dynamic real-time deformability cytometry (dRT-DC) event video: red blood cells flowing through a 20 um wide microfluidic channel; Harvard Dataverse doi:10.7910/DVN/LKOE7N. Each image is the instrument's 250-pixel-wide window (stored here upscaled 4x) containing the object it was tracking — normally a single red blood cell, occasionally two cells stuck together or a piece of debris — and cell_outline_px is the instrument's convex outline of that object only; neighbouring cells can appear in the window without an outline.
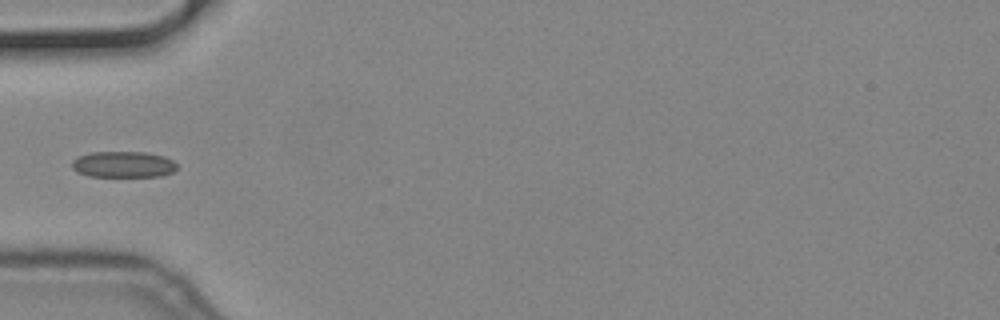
{"species": "common noctule bat (a hibernating species)", "species_latin": "Nyctalus noctula", "temperature_condition": "cold", "stored_images_in_passage": 38, "camera_frame_rate_fps": 3000, "um_per_image_px": 0.085, "animal": {"sex": "male", "body_mass_g": 19.2, "forearm_length_mm": 51.8}, "frame": {"image": 1, "passage_image": 1, "time_ms": 0.0, "image_size_px": [1000, 320], "cell_outline_px": [[176, 168], [172, 172], [160, 176], [88, 176], [72, 168], [72, 160], [76, 156], [92, 152], [144, 152], [164, 156], [172, 160], [176, 164]], "centroid_in_image_um": [10.46, 13.96], "position_along_channel_um": 74.5, "area_um2": 15.9}}
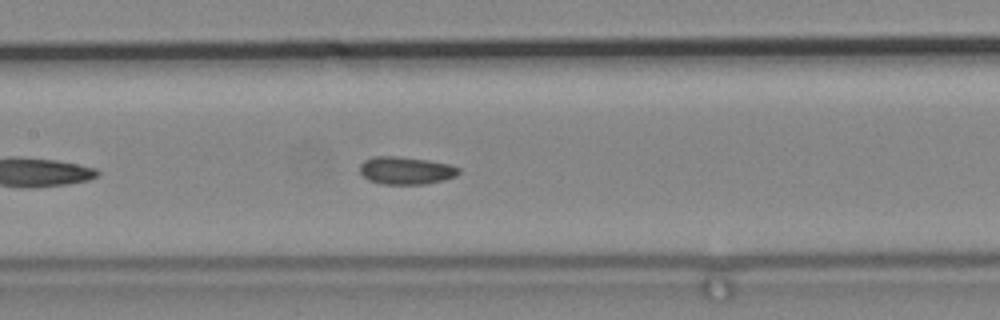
{"frame": {"image": 2, "passage_image": 9, "time_ms": 2.667, "image_size_px": [1000, 320], "cell_outline_px": [[460, 172], [456, 176], [444, 180], [424, 184], [380, 184], [368, 180], [360, 172], [360, 164], [364, 160], [372, 156], [396, 156], [428, 160], [448, 164], [460, 168]], "centroid_in_image_um": [34.49, 14.49], "position_along_channel_um": 172.9, "area_um2": 16.01}}
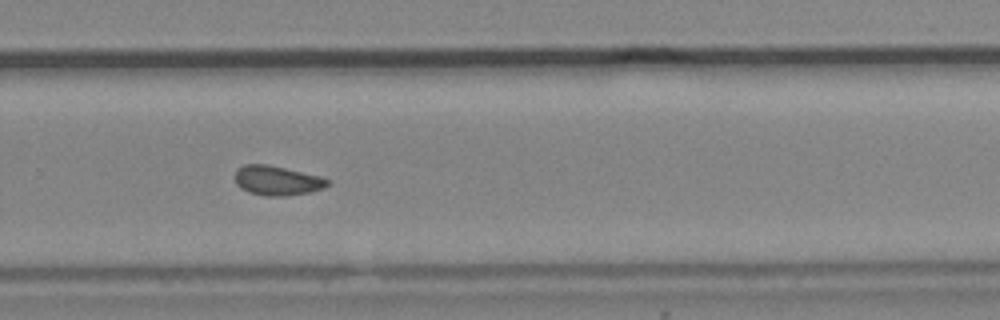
{"frame": {"image": 3, "passage_image": 20, "time_ms": 6.333, "image_size_px": [1000, 320], "cell_outline_px": [[332, 180], [324, 188], [308, 192], [284, 196], [264, 196], [248, 192], [240, 188], [236, 184], [236, 168], [244, 164], [268, 164], [320, 176]], "centroid_in_image_um": [23.54, 15.34], "position_along_channel_um": 306.3, "area_um2": 16.01}}